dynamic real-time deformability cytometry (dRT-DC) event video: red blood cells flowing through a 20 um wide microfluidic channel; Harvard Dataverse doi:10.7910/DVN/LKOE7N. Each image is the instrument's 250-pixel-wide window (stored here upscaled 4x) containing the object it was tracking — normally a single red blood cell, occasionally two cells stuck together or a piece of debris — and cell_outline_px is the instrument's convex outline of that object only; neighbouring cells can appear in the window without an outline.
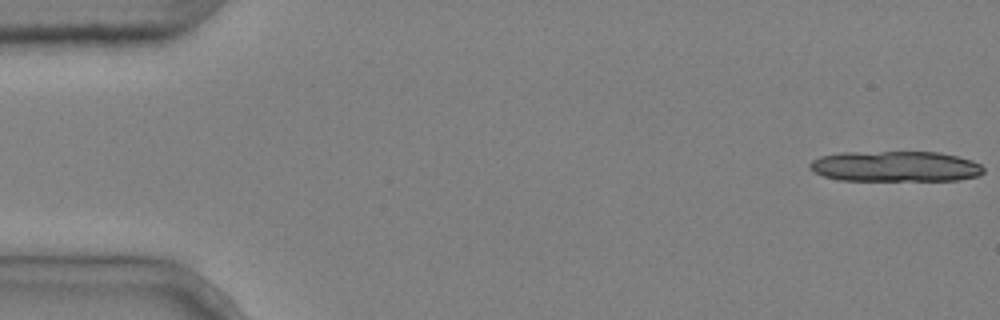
{"species": "common noctule bat (a hibernating species)", "species_latin": "Nyctalus noctula", "temperature_condition": "cold", "stored_images_in_passage": 6, "segment_of_instrument_passage": [1, 2], "camera_frame_rate_fps": 3000, "um_per_image_px": 0.085, "animal": {"sex": "male", "body_mass_g": 20.4}, "frame": {"image": 1, "passage_image": 1, "time_ms": 0.0, "image_size_px": [1000, 320], "cell_outline_px": [[984, 172], [980, 176], [960, 180], [840, 180], [824, 176], [812, 172], [808, 168], [808, 164], [812, 160], [820, 156], [840, 152], [940, 152], [972, 160], [980, 164], [984, 168]], "centroid_in_image_um": [76.09, 14.14], "position_along_channel_um": 8.9, "area_um2": 31.27}}